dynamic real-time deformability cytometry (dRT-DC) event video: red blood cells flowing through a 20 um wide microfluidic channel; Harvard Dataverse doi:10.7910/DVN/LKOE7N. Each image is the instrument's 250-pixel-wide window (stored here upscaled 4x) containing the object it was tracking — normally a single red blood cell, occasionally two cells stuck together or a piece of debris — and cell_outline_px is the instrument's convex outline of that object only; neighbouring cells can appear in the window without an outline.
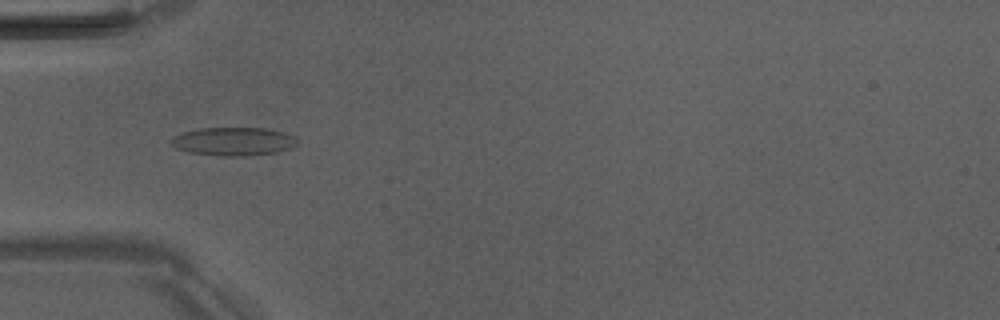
{"species": "Egyptian fruit bat (a non-hibernating species)", "species_latin": "Rousettus aegyptiacus", "temperature_condition": "room temperature", "stored_images_in_passage": 7, "camera_frame_rate_fps": 3000, "um_per_image_px": 0.085, "animal": {"sex": "male"}, "frame": {"image": 1, "passage_image": 4, "time_ms": 3.667, "image_size_px": [1000, 320], "cell_outline_px": [[296, 144], [288, 148], [276, 152], [248, 156], [216, 156], [188, 152], [176, 148], [172, 144], [172, 140], [176, 136], [184, 132], [200, 128], [268, 128], [284, 132], [292, 136], [296, 140]], "centroid_in_image_um": [19.84, 12.03], "position_along_channel_um": 65.2, "area_um2": 20.63}}